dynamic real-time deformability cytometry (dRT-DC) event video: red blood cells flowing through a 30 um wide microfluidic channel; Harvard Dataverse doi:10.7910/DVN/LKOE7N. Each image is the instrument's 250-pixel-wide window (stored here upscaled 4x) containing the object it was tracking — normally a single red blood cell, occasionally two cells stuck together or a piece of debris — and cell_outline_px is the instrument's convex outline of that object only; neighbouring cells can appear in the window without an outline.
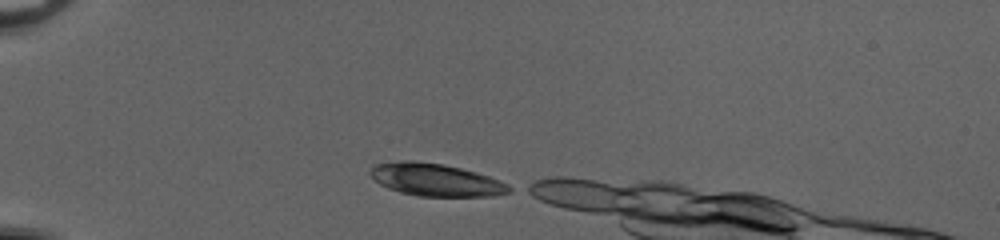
{"species": "common noctule bat (a hibernating species)", "species_latin": "Nyctalus noctula", "temperature_condition": "cold", "stored_images_in_passage": 8, "camera_frame_rate_fps": 3000, "um_per_image_px": 0.085, "animal": {"sex": "female", "body_mass_g": 20.0, "forearm_length_mm": 54.0}, "frame": {"image": 1, "passage_image": 1, "time_ms": 0.0, "image_size_px": [1000, 240], "cell_outline_px": [[516, 188], [512, 192], [492, 196], [416, 196], [400, 192], [388, 188], [380, 184], [368, 172], [372, 164], [400, 160], [412, 160], [444, 164], [476, 172], [500, 180]], "centroid_in_image_um": [37.05, 15.28], "position_along_channel_um": 48.0, "area_um2": 26.65}}